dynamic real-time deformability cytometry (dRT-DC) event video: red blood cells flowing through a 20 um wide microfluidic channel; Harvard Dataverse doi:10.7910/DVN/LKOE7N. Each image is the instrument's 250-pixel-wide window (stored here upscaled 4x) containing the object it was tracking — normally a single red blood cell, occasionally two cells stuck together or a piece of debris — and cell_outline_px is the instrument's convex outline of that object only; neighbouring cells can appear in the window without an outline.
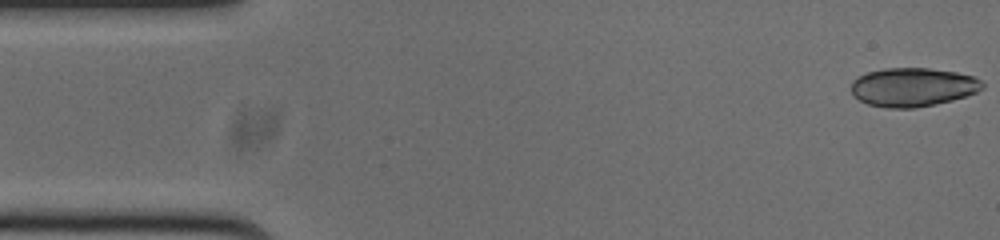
{"species": "common noctule bat (a hibernating species)", "species_latin": "Nyctalus noctula", "temperature_condition": "cold", "stored_images_in_passage": 52, "segment_of_instrument_passage": [1, 2], "camera_frame_rate_fps": 3000, "um_per_image_px": 0.085, "animal": {"sex": "male", "body_mass_g": 20.0, "forearm_length_mm": 53.3}, "frame": {"image": 1, "passage_image": 1, "time_ms": 0.0, "image_size_px": [1000, 240], "cell_outline_px": [[984, 88], [976, 92], [952, 100], [936, 104], [912, 108], [888, 108], [868, 104], [860, 100], [852, 92], [852, 80], [868, 72], [884, 68], [928, 68], [956, 72], [972, 76], [980, 80], [984, 84]], "centroid_in_image_um": [77.6, 7.4], "position_along_channel_um": 7.4, "area_um2": 29.42}}